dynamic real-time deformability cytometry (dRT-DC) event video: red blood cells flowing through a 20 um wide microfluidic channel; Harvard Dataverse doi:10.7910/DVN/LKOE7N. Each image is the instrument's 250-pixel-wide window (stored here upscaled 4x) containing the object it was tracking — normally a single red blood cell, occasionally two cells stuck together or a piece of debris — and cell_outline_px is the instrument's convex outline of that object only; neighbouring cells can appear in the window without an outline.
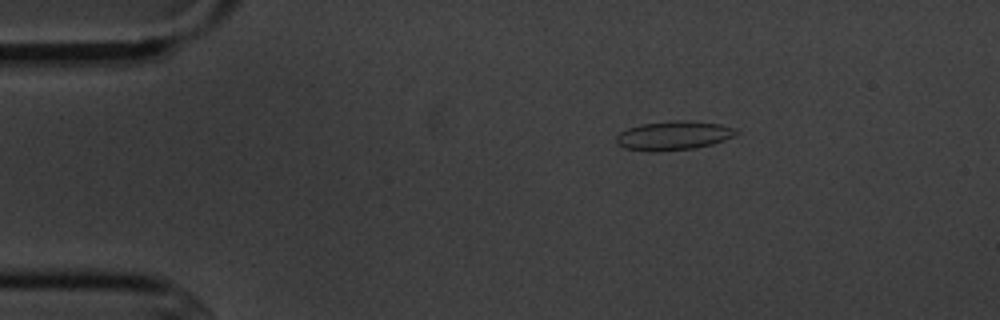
{"species": "common noctule bat (a hibernating species)", "species_latin": "Nyctalus noctula", "temperature_condition": "cold", "stored_images_in_passage": 3, "camera_frame_rate_fps": 3000, "um_per_image_px": 0.085, "animal": {"sex": "male", "body_mass_g": 20.1, "forearm_length_mm": 53.5}, "frame": {"image": 1, "passage_image": 1, "time_ms": 0.0, "image_size_px": [1000, 320], "cell_outline_px": [[740, 132], [736, 136], [712, 144], [696, 148], [656, 152], [648, 152], [624, 148], [616, 144], [616, 136], [620, 132], [628, 128], [640, 124], [672, 120], [688, 120], [720, 124], [736, 128]], "centroid_in_image_um": [57.26, 11.52], "position_along_channel_um": 27.7, "area_um2": 20.69}}